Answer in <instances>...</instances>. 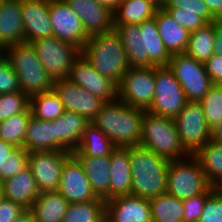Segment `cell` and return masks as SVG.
<instances>
[{
  "mask_svg": "<svg viewBox=\"0 0 222 222\" xmlns=\"http://www.w3.org/2000/svg\"><path fill=\"white\" fill-rule=\"evenodd\" d=\"M120 35L130 67L167 66L172 55L164 45L155 17L139 25H113Z\"/></svg>",
  "mask_w": 222,
  "mask_h": 222,
  "instance_id": "cell-1",
  "label": "cell"
},
{
  "mask_svg": "<svg viewBox=\"0 0 222 222\" xmlns=\"http://www.w3.org/2000/svg\"><path fill=\"white\" fill-rule=\"evenodd\" d=\"M145 110L127 105L118 98L105 102L92 121L116 147L141 145L142 118Z\"/></svg>",
  "mask_w": 222,
  "mask_h": 222,
  "instance_id": "cell-2",
  "label": "cell"
},
{
  "mask_svg": "<svg viewBox=\"0 0 222 222\" xmlns=\"http://www.w3.org/2000/svg\"><path fill=\"white\" fill-rule=\"evenodd\" d=\"M131 195L152 199L166 193L168 160L141 145L130 146Z\"/></svg>",
  "mask_w": 222,
  "mask_h": 222,
  "instance_id": "cell-3",
  "label": "cell"
},
{
  "mask_svg": "<svg viewBox=\"0 0 222 222\" xmlns=\"http://www.w3.org/2000/svg\"><path fill=\"white\" fill-rule=\"evenodd\" d=\"M81 54L99 74L117 85L130 68L121 37L115 29L91 35L81 49Z\"/></svg>",
  "mask_w": 222,
  "mask_h": 222,
  "instance_id": "cell-4",
  "label": "cell"
},
{
  "mask_svg": "<svg viewBox=\"0 0 222 222\" xmlns=\"http://www.w3.org/2000/svg\"><path fill=\"white\" fill-rule=\"evenodd\" d=\"M5 58L18 76L21 91L29 97L53 89L54 81L47 74L31 43L8 46L5 48Z\"/></svg>",
  "mask_w": 222,
  "mask_h": 222,
  "instance_id": "cell-5",
  "label": "cell"
},
{
  "mask_svg": "<svg viewBox=\"0 0 222 222\" xmlns=\"http://www.w3.org/2000/svg\"><path fill=\"white\" fill-rule=\"evenodd\" d=\"M141 146L168 161L189 156L180 142L175 120L149 111L142 118Z\"/></svg>",
  "mask_w": 222,
  "mask_h": 222,
  "instance_id": "cell-6",
  "label": "cell"
},
{
  "mask_svg": "<svg viewBox=\"0 0 222 222\" xmlns=\"http://www.w3.org/2000/svg\"><path fill=\"white\" fill-rule=\"evenodd\" d=\"M211 187L194 155L169 162L166 193L185 200L198 194H204Z\"/></svg>",
  "mask_w": 222,
  "mask_h": 222,
  "instance_id": "cell-7",
  "label": "cell"
},
{
  "mask_svg": "<svg viewBox=\"0 0 222 222\" xmlns=\"http://www.w3.org/2000/svg\"><path fill=\"white\" fill-rule=\"evenodd\" d=\"M30 43L53 81L68 79L71 67L81 54V49L53 36L35 39Z\"/></svg>",
  "mask_w": 222,
  "mask_h": 222,
  "instance_id": "cell-8",
  "label": "cell"
},
{
  "mask_svg": "<svg viewBox=\"0 0 222 222\" xmlns=\"http://www.w3.org/2000/svg\"><path fill=\"white\" fill-rule=\"evenodd\" d=\"M182 86L167 66H155V92L149 112L174 119L187 103Z\"/></svg>",
  "mask_w": 222,
  "mask_h": 222,
  "instance_id": "cell-9",
  "label": "cell"
},
{
  "mask_svg": "<svg viewBox=\"0 0 222 222\" xmlns=\"http://www.w3.org/2000/svg\"><path fill=\"white\" fill-rule=\"evenodd\" d=\"M168 67L182 86L187 101L199 102L213 84L204 63L186 53L172 55Z\"/></svg>",
  "mask_w": 222,
  "mask_h": 222,
  "instance_id": "cell-10",
  "label": "cell"
},
{
  "mask_svg": "<svg viewBox=\"0 0 222 222\" xmlns=\"http://www.w3.org/2000/svg\"><path fill=\"white\" fill-rule=\"evenodd\" d=\"M155 92V66L130 67L118 85V99L148 111Z\"/></svg>",
  "mask_w": 222,
  "mask_h": 222,
  "instance_id": "cell-11",
  "label": "cell"
},
{
  "mask_svg": "<svg viewBox=\"0 0 222 222\" xmlns=\"http://www.w3.org/2000/svg\"><path fill=\"white\" fill-rule=\"evenodd\" d=\"M174 120L180 142L189 155H195L211 139L200 102L188 101Z\"/></svg>",
  "mask_w": 222,
  "mask_h": 222,
  "instance_id": "cell-12",
  "label": "cell"
},
{
  "mask_svg": "<svg viewBox=\"0 0 222 222\" xmlns=\"http://www.w3.org/2000/svg\"><path fill=\"white\" fill-rule=\"evenodd\" d=\"M71 151H31L28 154V167L36 179L40 192L58 191L61 172Z\"/></svg>",
  "mask_w": 222,
  "mask_h": 222,
  "instance_id": "cell-13",
  "label": "cell"
},
{
  "mask_svg": "<svg viewBox=\"0 0 222 222\" xmlns=\"http://www.w3.org/2000/svg\"><path fill=\"white\" fill-rule=\"evenodd\" d=\"M49 14L53 28V37L72 43L82 49L90 37L65 0H49Z\"/></svg>",
  "mask_w": 222,
  "mask_h": 222,
  "instance_id": "cell-14",
  "label": "cell"
},
{
  "mask_svg": "<svg viewBox=\"0 0 222 222\" xmlns=\"http://www.w3.org/2000/svg\"><path fill=\"white\" fill-rule=\"evenodd\" d=\"M53 89L59 95L65 111L82 115L88 122L95 119L105 103L69 79L54 81Z\"/></svg>",
  "mask_w": 222,
  "mask_h": 222,
  "instance_id": "cell-15",
  "label": "cell"
},
{
  "mask_svg": "<svg viewBox=\"0 0 222 222\" xmlns=\"http://www.w3.org/2000/svg\"><path fill=\"white\" fill-rule=\"evenodd\" d=\"M68 79L105 102L118 98V85L99 74L82 54L74 61Z\"/></svg>",
  "mask_w": 222,
  "mask_h": 222,
  "instance_id": "cell-16",
  "label": "cell"
},
{
  "mask_svg": "<svg viewBox=\"0 0 222 222\" xmlns=\"http://www.w3.org/2000/svg\"><path fill=\"white\" fill-rule=\"evenodd\" d=\"M58 192L71 204L95 201L98 197L92 190L81 163L72 154L64 163Z\"/></svg>",
  "mask_w": 222,
  "mask_h": 222,
  "instance_id": "cell-17",
  "label": "cell"
},
{
  "mask_svg": "<svg viewBox=\"0 0 222 222\" xmlns=\"http://www.w3.org/2000/svg\"><path fill=\"white\" fill-rule=\"evenodd\" d=\"M106 218L110 222H151L148 199L135 195H121L106 201Z\"/></svg>",
  "mask_w": 222,
  "mask_h": 222,
  "instance_id": "cell-18",
  "label": "cell"
},
{
  "mask_svg": "<svg viewBox=\"0 0 222 222\" xmlns=\"http://www.w3.org/2000/svg\"><path fill=\"white\" fill-rule=\"evenodd\" d=\"M163 9L190 33L217 21L204 0H167Z\"/></svg>",
  "mask_w": 222,
  "mask_h": 222,
  "instance_id": "cell-19",
  "label": "cell"
},
{
  "mask_svg": "<svg viewBox=\"0 0 222 222\" xmlns=\"http://www.w3.org/2000/svg\"><path fill=\"white\" fill-rule=\"evenodd\" d=\"M21 13L25 42L53 36L49 0H22Z\"/></svg>",
  "mask_w": 222,
  "mask_h": 222,
  "instance_id": "cell-20",
  "label": "cell"
},
{
  "mask_svg": "<svg viewBox=\"0 0 222 222\" xmlns=\"http://www.w3.org/2000/svg\"><path fill=\"white\" fill-rule=\"evenodd\" d=\"M81 19L86 33L91 36L114 29L113 13L96 0H65Z\"/></svg>",
  "mask_w": 222,
  "mask_h": 222,
  "instance_id": "cell-21",
  "label": "cell"
},
{
  "mask_svg": "<svg viewBox=\"0 0 222 222\" xmlns=\"http://www.w3.org/2000/svg\"><path fill=\"white\" fill-rule=\"evenodd\" d=\"M21 5L22 0L0 3V45L4 48L25 42Z\"/></svg>",
  "mask_w": 222,
  "mask_h": 222,
  "instance_id": "cell-22",
  "label": "cell"
},
{
  "mask_svg": "<svg viewBox=\"0 0 222 222\" xmlns=\"http://www.w3.org/2000/svg\"><path fill=\"white\" fill-rule=\"evenodd\" d=\"M3 198L30 209L41 193L29 167L2 182Z\"/></svg>",
  "mask_w": 222,
  "mask_h": 222,
  "instance_id": "cell-23",
  "label": "cell"
},
{
  "mask_svg": "<svg viewBox=\"0 0 222 222\" xmlns=\"http://www.w3.org/2000/svg\"><path fill=\"white\" fill-rule=\"evenodd\" d=\"M110 199L130 195L132 175L129 147H116L110 155Z\"/></svg>",
  "mask_w": 222,
  "mask_h": 222,
  "instance_id": "cell-24",
  "label": "cell"
},
{
  "mask_svg": "<svg viewBox=\"0 0 222 222\" xmlns=\"http://www.w3.org/2000/svg\"><path fill=\"white\" fill-rule=\"evenodd\" d=\"M88 123L82 115L65 111L56 119V150H76Z\"/></svg>",
  "mask_w": 222,
  "mask_h": 222,
  "instance_id": "cell-25",
  "label": "cell"
},
{
  "mask_svg": "<svg viewBox=\"0 0 222 222\" xmlns=\"http://www.w3.org/2000/svg\"><path fill=\"white\" fill-rule=\"evenodd\" d=\"M155 20L160 37L171 55L185 53L190 32L178 24L166 10L156 11Z\"/></svg>",
  "mask_w": 222,
  "mask_h": 222,
  "instance_id": "cell-26",
  "label": "cell"
},
{
  "mask_svg": "<svg viewBox=\"0 0 222 222\" xmlns=\"http://www.w3.org/2000/svg\"><path fill=\"white\" fill-rule=\"evenodd\" d=\"M90 181L93 192L105 201L110 199V155L103 157H76Z\"/></svg>",
  "mask_w": 222,
  "mask_h": 222,
  "instance_id": "cell-27",
  "label": "cell"
},
{
  "mask_svg": "<svg viewBox=\"0 0 222 222\" xmlns=\"http://www.w3.org/2000/svg\"><path fill=\"white\" fill-rule=\"evenodd\" d=\"M24 149L28 152L56 150V120L45 121L31 116L24 139Z\"/></svg>",
  "mask_w": 222,
  "mask_h": 222,
  "instance_id": "cell-28",
  "label": "cell"
},
{
  "mask_svg": "<svg viewBox=\"0 0 222 222\" xmlns=\"http://www.w3.org/2000/svg\"><path fill=\"white\" fill-rule=\"evenodd\" d=\"M69 202L58 191L41 192L29 209L34 222H62Z\"/></svg>",
  "mask_w": 222,
  "mask_h": 222,
  "instance_id": "cell-29",
  "label": "cell"
},
{
  "mask_svg": "<svg viewBox=\"0 0 222 222\" xmlns=\"http://www.w3.org/2000/svg\"><path fill=\"white\" fill-rule=\"evenodd\" d=\"M115 148L108 136L93 122H89L72 154L75 157H103L111 155Z\"/></svg>",
  "mask_w": 222,
  "mask_h": 222,
  "instance_id": "cell-30",
  "label": "cell"
},
{
  "mask_svg": "<svg viewBox=\"0 0 222 222\" xmlns=\"http://www.w3.org/2000/svg\"><path fill=\"white\" fill-rule=\"evenodd\" d=\"M158 9L150 0H121L113 12V25H139L155 17Z\"/></svg>",
  "mask_w": 222,
  "mask_h": 222,
  "instance_id": "cell-31",
  "label": "cell"
},
{
  "mask_svg": "<svg viewBox=\"0 0 222 222\" xmlns=\"http://www.w3.org/2000/svg\"><path fill=\"white\" fill-rule=\"evenodd\" d=\"M214 188H222V143L210 139L194 155Z\"/></svg>",
  "mask_w": 222,
  "mask_h": 222,
  "instance_id": "cell-32",
  "label": "cell"
},
{
  "mask_svg": "<svg viewBox=\"0 0 222 222\" xmlns=\"http://www.w3.org/2000/svg\"><path fill=\"white\" fill-rule=\"evenodd\" d=\"M28 154L22 147L0 139V181L3 182L28 167Z\"/></svg>",
  "mask_w": 222,
  "mask_h": 222,
  "instance_id": "cell-33",
  "label": "cell"
},
{
  "mask_svg": "<svg viewBox=\"0 0 222 222\" xmlns=\"http://www.w3.org/2000/svg\"><path fill=\"white\" fill-rule=\"evenodd\" d=\"M215 22L190 33L185 53L197 61L205 63L214 54Z\"/></svg>",
  "mask_w": 222,
  "mask_h": 222,
  "instance_id": "cell-34",
  "label": "cell"
},
{
  "mask_svg": "<svg viewBox=\"0 0 222 222\" xmlns=\"http://www.w3.org/2000/svg\"><path fill=\"white\" fill-rule=\"evenodd\" d=\"M152 221L183 222V200L168 193L149 199Z\"/></svg>",
  "mask_w": 222,
  "mask_h": 222,
  "instance_id": "cell-35",
  "label": "cell"
},
{
  "mask_svg": "<svg viewBox=\"0 0 222 222\" xmlns=\"http://www.w3.org/2000/svg\"><path fill=\"white\" fill-rule=\"evenodd\" d=\"M30 110L33 117L45 121H54L65 112L60 97L54 89L32 95Z\"/></svg>",
  "mask_w": 222,
  "mask_h": 222,
  "instance_id": "cell-36",
  "label": "cell"
},
{
  "mask_svg": "<svg viewBox=\"0 0 222 222\" xmlns=\"http://www.w3.org/2000/svg\"><path fill=\"white\" fill-rule=\"evenodd\" d=\"M106 217V201L71 203L63 216L62 222H102Z\"/></svg>",
  "mask_w": 222,
  "mask_h": 222,
  "instance_id": "cell-37",
  "label": "cell"
},
{
  "mask_svg": "<svg viewBox=\"0 0 222 222\" xmlns=\"http://www.w3.org/2000/svg\"><path fill=\"white\" fill-rule=\"evenodd\" d=\"M32 113L30 107L22 113L11 116L0 122V139L15 147L24 148L27 125Z\"/></svg>",
  "mask_w": 222,
  "mask_h": 222,
  "instance_id": "cell-38",
  "label": "cell"
},
{
  "mask_svg": "<svg viewBox=\"0 0 222 222\" xmlns=\"http://www.w3.org/2000/svg\"><path fill=\"white\" fill-rule=\"evenodd\" d=\"M199 102L202 105L207 125L212 130L222 122V84L213 83Z\"/></svg>",
  "mask_w": 222,
  "mask_h": 222,
  "instance_id": "cell-39",
  "label": "cell"
},
{
  "mask_svg": "<svg viewBox=\"0 0 222 222\" xmlns=\"http://www.w3.org/2000/svg\"><path fill=\"white\" fill-rule=\"evenodd\" d=\"M30 107V97L22 91L0 94V122Z\"/></svg>",
  "mask_w": 222,
  "mask_h": 222,
  "instance_id": "cell-40",
  "label": "cell"
},
{
  "mask_svg": "<svg viewBox=\"0 0 222 222\" xmlns=\"http://www.w3.org/2000/svg\"><path fill=\"white\" fill-rule=\"evenodd\" d=\"M198 222H222V188L208 195Z\"/></svg>",
  "mask_w": 222,
  "mask_h": 222,
  "instance_id": "cell-41",
  "label": "cell"
},
{
  "mask_svg": "<svg viewBox=\"0 0 222 222\" xmlns=\"http://www.w3.org/2000/svg\"><path fill=\"white\" fill-rule=\"evenodd\" d=\"M214 189V187H211L204 194H198L183 200V222H198L206 199Z\"/></svg>",
  "mask_w": 222,
  "mask_h": 222,
  "instance_id": "cell-42",
  "label": "cell"
},
{
  "mask_svg": "<svg viewBox=\"0 0 222 222\" xmlns=\"http://www.w3.org/2000/svg\"><path fill=\"white\" fill-rule=\"evenodd\" d=\"M21 91L18 76L9 61L4 58L0 62V94Z\"/></svg>",
  "mask_w": 222,
  "mask_h": 222,
  "instance_id": "cell-43",
  "label": "cell"
},
{
  "mask_svg": "<svg viewBox=\"0 0 222 222\" xmlns=\"http://www.w3.org/2000/svg\"><path fill=\"white\" fill-rule=\"evenodd\" d=\"M26 209L11 200L0 199V222H13Z\"/></svg>",
  "mask_w": 222,
  "mask_h": 222,
  "instance_id": "cell-44",
  "label": "cell"
},
{
  "mask_svg": "<svg viewBox=\"0 0 222 222\" xmlns=\"http://www.w3.org/2000/svg\"><path fill=\"white\" fill-rule=\"evenodd\" d=\"M204 65L211 82L222 84V55L214 53Z\"/></svg>",
  "mask_w": 222,
  "mask_h": 222,
  "instance_id": "cell-45",
  "label": "cell"
},
{
  "mask_svg": "<svg viewBox=\"0 0 222 222\" xmlns=\"http://www.w3.org/2000/svg\"><path fill=\"white\" fill-rule=\"evenodd\" d=\"M211 15L217 20L222 21V0H204Z\"/></svg>",
  "mask_w": 222,
  "mask_h": 222,
  "instance_id": "cell-46",
  "label": "cell"
},
{
  "mask_svg": "<svg viewBox=\"0 0 222 222\" xmlns=\"http://www.w3.org/2000/svg\"><path fill=\"white\" fill-rule=\"evenodd\" d=\"M214 53L222 55V21H215Z\"/></svg>",
  "mask_w": 222,
  "mask_h": 222,
  "instance_id": "cell-47",
  "label": "cell"
},
{
  "mask_svg": "<svg viewBox=\"0 0 222 222\" xmlns=\"http://www.w3.org/2000/svg\"><path fill=\"white\" fill-rule=\"evenodd\" d=\"M97 3L109 9L112 13L117 9L121 0H96Z\"/></svg>",
  "mask_w": 222,
  "mask_h": 222,
  "instance_id": "cell-48",
  "label": "cell"
},
{
  "mask_svg": "<svg viewBox=\"0 0 222 222\" xmlns=\"http://www.w3.org/2000/svg\"><path fill=\"white\" fill-rule=\"evenodd\" d=\"M211 139L222 143V122L211 130Z\"/></svg>",
  "mask_w": 222,
  "mask_h": 222,
  "instance_id": "cell-49",
  "label": "cell"
},
{
  "mask_svg": "<svg viewBox=\"0 0 222 222\" xmlns=\"http://www.w3.org/2000/svg\"><path fill=\"white\" fill-rule=\"evenodd\" d=\"M13 222H34V219L31 211L26 209Z\"/></svg>",
  "mask_w": 222,
  "mask_h": 222,
  "instance_id": "cell-50",
  "label": "cell"
},
{
  "mask_svg": "<svg viewBox=\"0 0 222 222\" xmlns=\"http://www.w3.org/2000/svg\"><path fill=\"white\" fill-rule=\"evenodd\" d=\"M150 1L160 9L164 7L167 0H150Z\"/></svg>",
  "mask_w": 222,
  "mask_h": 222,
  "instance_id": "cell-51",
  "label": "cell"
},
{
  "mask_svg": "<svg viewBox=\"0 0 222 222\" xmlns=\"http://www.w3.org/2000/svg\"><path fill=\"white\" fill-rule=\"evenodd\" d=\"M5 58V48L0 45V62Z\"/></svg>",
  "mask_w": 222,
  "mask_h": 222,
  "instance_id": "cell-52",
  "label": "cell"
},
{
  "mask_svg": "<svg viewBox=\"0 0 222 222\" xmlns=\"http://www.w3.org/2000/svg\"><path fill=\"white\" fill-rule=\"evenodd\" d=\"M2 198H3V184L0 181V199H2Z\"/></svg>",
  "mask_w": 222,
  "mask_h": 222,
  "instance_id": "cell-53",
  "label": "cell"
},
{
  "mask_svg": "<svg viewBox=\"0 0 222 222\" xmlns=\"http://www.w3.org/2000/svg\"><path fill=\"white\" fill-rule=\"evenodd\" d=\"M102 222H110V221L105 217Z\"/></svg>",
  "mask_w": 222,
  "mask_h": 222,
  "instance_id": "cell-54",
  "label": "cell"
}]
</instances>
